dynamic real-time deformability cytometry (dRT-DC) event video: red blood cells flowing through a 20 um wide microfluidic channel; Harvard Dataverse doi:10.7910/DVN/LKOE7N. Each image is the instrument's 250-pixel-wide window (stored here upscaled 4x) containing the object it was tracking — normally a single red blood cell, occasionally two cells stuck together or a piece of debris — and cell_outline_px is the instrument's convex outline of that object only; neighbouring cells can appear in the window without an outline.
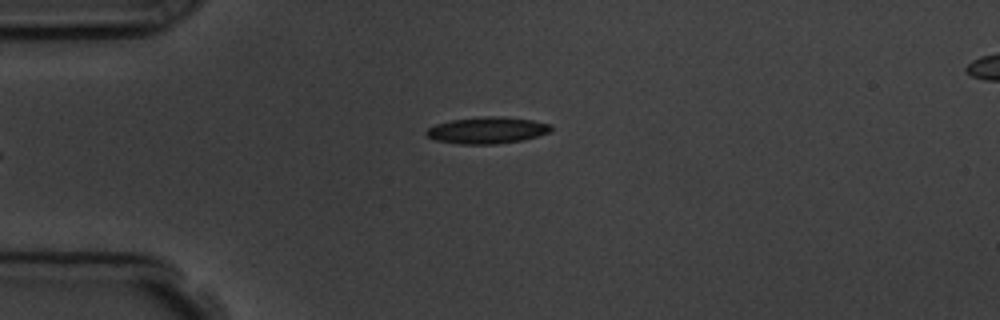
{"species": "common noctule bat (a hibernating species)", "species_latin": "Nyctalus noctula", "temperature_condition": "room temperature", "stored_images_in_passage": 3, "camera_frame_rate_fps": 3000, "um_per_image_px": 0.085, "animal": {"sex": "male", "body_mass_g": 19.5, "forearm_length_mm": 54.6}, "frame": {"image": 1, "passage_image": 3, "time_ms": 2.333, "image_size_px": [1000, 320], "cell_outline_px": [[552, 132], [524, 140], [496, 144], [460, 144], [436, 140], [428, 136], [424, 132], [428, 128], [436, 124], [452, 120], [484, 116], [500, 116], [532, 120], [552, 124]], "centroid_in_image_um": [41.46, 11.07], "position_along_channel_um": 43.5, "area_um2": 19.42}}